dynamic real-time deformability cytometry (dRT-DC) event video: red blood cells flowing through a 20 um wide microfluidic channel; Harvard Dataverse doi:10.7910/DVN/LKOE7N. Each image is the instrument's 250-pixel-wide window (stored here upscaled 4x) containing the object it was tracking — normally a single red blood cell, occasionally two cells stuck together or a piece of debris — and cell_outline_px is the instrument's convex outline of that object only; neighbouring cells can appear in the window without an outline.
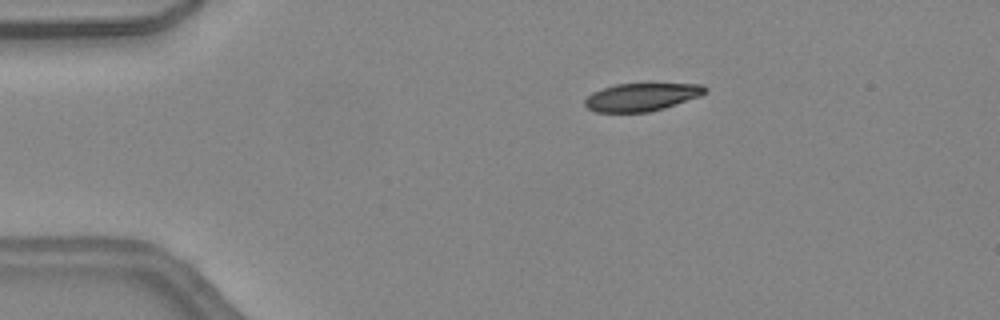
{"species": "common noctule bat (a hibernating species)", "species_latin": "Nyctalus noctula", "temperature_condition": "warm", "stored_images_in_passage": 40, "camera_frame_rate_fps": 3000, "um_per_image_px": 0.085, "animal": {"sex": "female", "body_mass_g": 24.6, "forearm_length_mm": 56.2}, "frame": {"image": 1, "passage_image": 3, "time_ms": 0.667, "image_size_px": [1000, 320], "cell_outline_px": [[708, 88], [700, 96], [664, 108], [648, 112], [596, 112], [588, 108], [584, 104], [584, 100], [592, 92], [616, 84], [704, 84]], "centroid_in_image_um": [54.53, 8.25], "position_along_channel_um": 30.5, "area_um2": 19.36}}
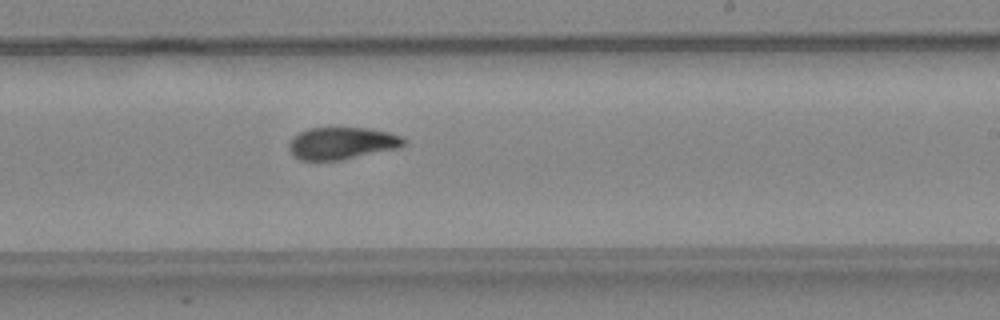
{"frame": {"image": 2, "passage_image": 22, "time_ms": 7.0, "image_size_px": [1000, 320], "cell_outline_px": [[408, 144], [400, 148], [344, 160], [300, 160], [292, 156], [288, 148], [288, 144], [292, 136], [308, 128], [364, 128], [388, 132], [400, 136], [408, 140]], "centroid_in_image_um": [29.07, 12.19], "position_along_channel_um": 259.9, "area_um2": 21.91}}
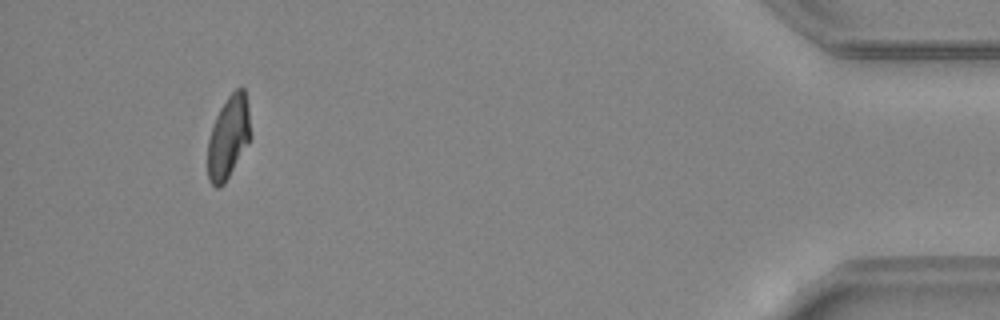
{"frame": {"image": 3, "passage_image": 37, "time_ms": 12.0, "image_size_px": [1000, 320], "cell_outline_px": [[252, 136], [248, 144], [224, 184], [220, 188], [216, 188], [208, 180], [208, 140], [216, 116], [220, 108], [228, 96], [240, 84], [244, 88], [248, 104]], "centroid_in_image_um": [19.44, 11.64], "position_along_channel_um": 415.8, "area_um2": 20.87}, "authors_computed_cell_mechanics": {"area_um2": 21.7328, "velocity_mm_per_s": 4.5051, "shape_relaxation_time_tau1_ms": 6.2586, "shape_relaxation_time_tau2_ms": 2.0487, "deformation_change_tau1": 0.2157, "deformation_change_tau2": 0.0764}}